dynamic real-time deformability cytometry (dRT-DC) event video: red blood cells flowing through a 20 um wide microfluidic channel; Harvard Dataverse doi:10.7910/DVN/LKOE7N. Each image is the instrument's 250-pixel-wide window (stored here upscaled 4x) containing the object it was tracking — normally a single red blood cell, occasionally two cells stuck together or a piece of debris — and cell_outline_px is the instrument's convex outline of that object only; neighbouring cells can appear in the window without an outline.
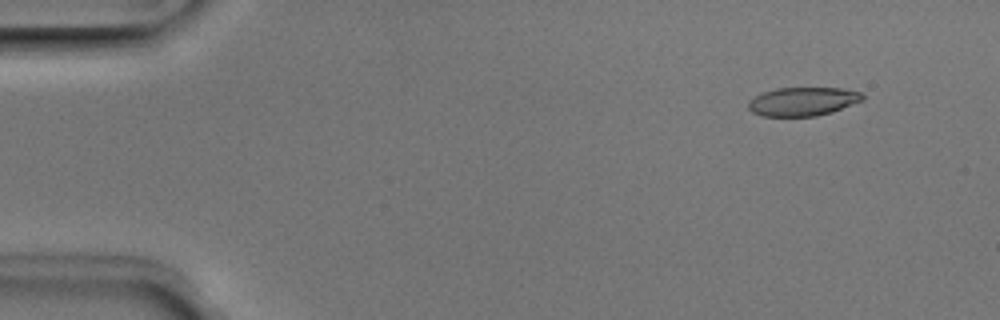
{"species": "Egyptian fruit bat (a non-hibernating species)", "species_latin": "Rousettus aegyptiacus", "temperature_condition": "room temperature", "stored_images_in_passage": 52, "camera_frame_rate_fps": 3000, "um_per_image_px": 0.085, "animal": {"sex": "male"}, "frame": {"image": 1, "passage_image": 5, "time_ms": 1.333, "image_size_px": [1000, 320], "cell_outline_px": [[864, 100], [832, 112], [816, 116], [764, 116], [752, 112], [748, 108], [748, 100], [764, 92], [776, 88], [840, 88], [860, 92], [864, 96]], "centroid_in_image_um": [68.24, 8.63], "position_along_channel_um": 16.8, "area_um2": 19.02}}
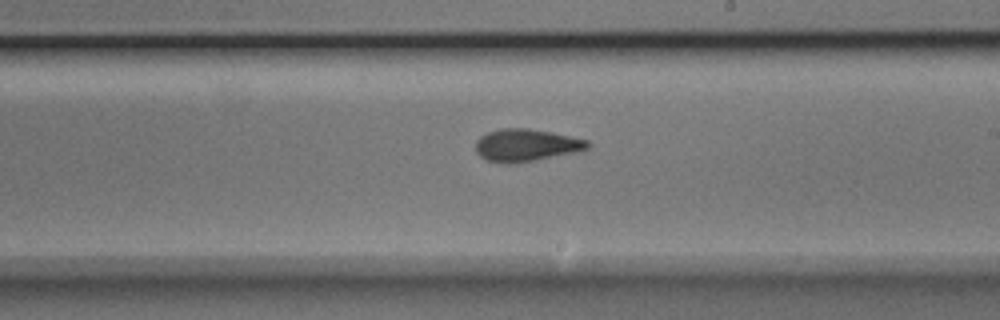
{"frame": {"image": 2, "passage_image": 30, "time_ms": 9.667, "image_size_px": [1000, 320], "cell_outline_px": [[592, 144], [588, 148], [576, 152], [516, 164], [508, 164], [488, 160], [480, 156], [476, 152], [476, 140], [480, 136], [488, 132], [500, 128], [528, 128], [588, 140]], "centroid_in_image_um": [44.7, 12.35], "position_along_channel_um": 244.3, "area_um2": 21.1}}
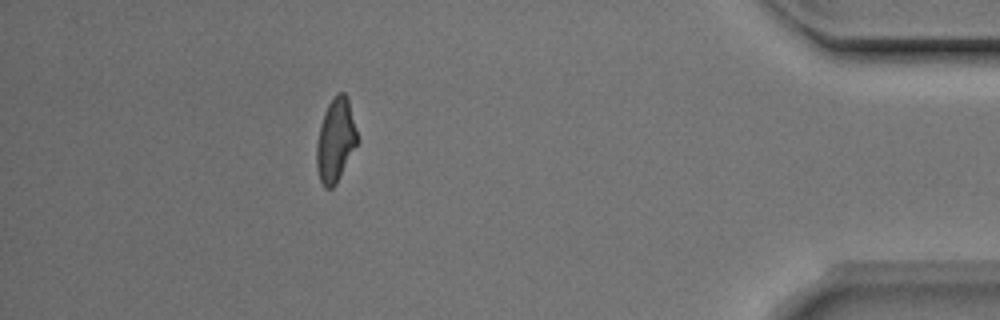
{"frame": {"image": 3, "passage_image": 46, "time_ms": 15.0, "image_size_px": [1000, 320], "cell_outline_px": [[360, 140], [336, 184], [332, 188], [324, 188], [320, 180], [316, 168], [316, 144], [320, 124], [324, 112], [328, 104], [340, 92], [344, 92], [348, 96]], "centroid_in_image_um": [28.54, 11.93], "position_along_channel_um": 406.7, "area_um2": 20.17}, "authors_computed_cell_mechanics": {"area_um2": 20.2878, "velocity_mm_per_s": 3.9611, "shape_relaxation_time_tau1_ms": null, "shape_relaxation_time_tau2_ms": 1.9542, "deformation_change_tau1": null, "deformation_change_tau2": 0.0927}}